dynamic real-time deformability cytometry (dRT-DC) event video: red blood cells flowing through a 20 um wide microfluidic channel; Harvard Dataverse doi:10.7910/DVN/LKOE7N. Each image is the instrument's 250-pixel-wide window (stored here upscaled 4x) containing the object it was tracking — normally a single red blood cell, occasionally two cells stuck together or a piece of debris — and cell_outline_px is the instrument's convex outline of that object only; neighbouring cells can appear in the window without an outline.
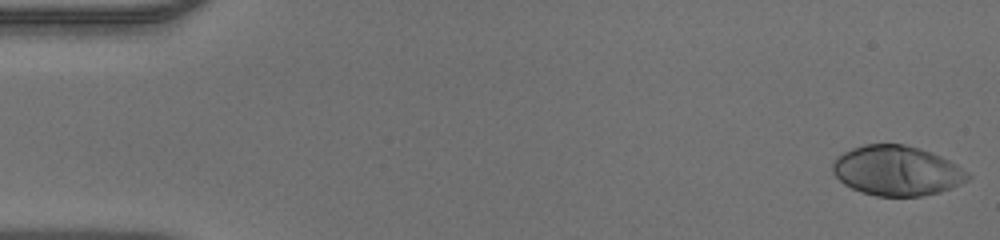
{"species": "human", "species_latin": "Homo sapiens", "temperature_condition": "warm", "stored_images_in_passage": 49, "camera_frame_rate_fps": 3000, "um_per_image_px": 0.085, "donor": {"sex": "male"}, "frame": {"image": 1, "passage_image": 1, "time_ms": 0.0, "image_size_px": [1000, 240], "cell_outline_px": [[972, 176], [968, 180], [960, 184], [940, 192], [924, 196], [876, 196], [860, 192], [844, 184], [832, 172], [832, 164], [836, 156], [852, 148], [864, 144], [904, 144], [920, 148], [940, 156], [956, 164], [968, 172]], "centroid_in_image_um": [76.22, 14.51], "position_along_channel_um": 8.8, "area_um2": 39.42}}
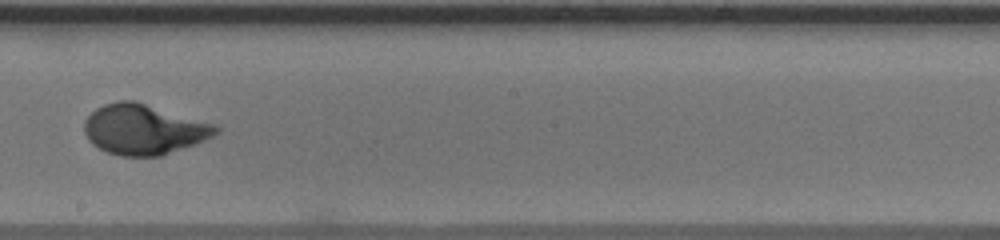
{"frame": {"image": 2, "passage_image": 28, "time_ms": 9.0, "image_size_px": [1000, 240], "cell_outline_px": [[220, 132], [204, 140], [160, 156], [120, 156], [108, 152], [92, 144], [88, 140], [84, 132], [84, 120], [96, 108], [104, 104], [120, 100], [136, 100], [216, 124], [220, 128]], "centroid_in_image_um": [12.22, 10.98], "position_along_channel_um": 236.0, "area_um2": 38.61}}
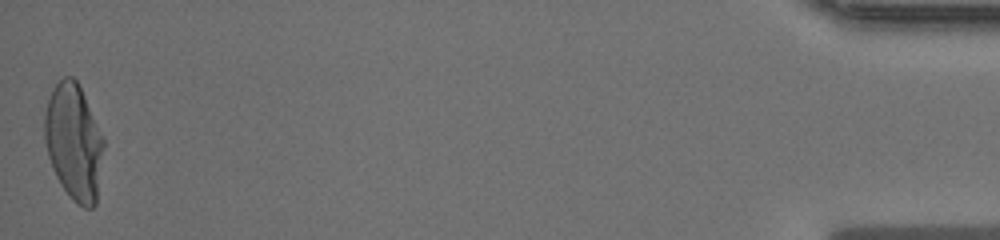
{"frame": {"image": 3, "passage_image": 49, "time_ms": 16.0, "image_size_px": [1000, 240], "cell_outline_px": [[104, 148], [96, 204], [92, 208], [84, 208], [76, 204], [72, 200], [56, 176], [52, 168], [48, 156], [44, 140], [44, 116], [48, 100], [52, 88], [64, 76], [72, 76], [76, 80], [84, 96], [104, 140]], "centroid_in_image_um": [6.26, 12.09], "position_along_channel_um": 428.9, "area_um2": 39.82}}